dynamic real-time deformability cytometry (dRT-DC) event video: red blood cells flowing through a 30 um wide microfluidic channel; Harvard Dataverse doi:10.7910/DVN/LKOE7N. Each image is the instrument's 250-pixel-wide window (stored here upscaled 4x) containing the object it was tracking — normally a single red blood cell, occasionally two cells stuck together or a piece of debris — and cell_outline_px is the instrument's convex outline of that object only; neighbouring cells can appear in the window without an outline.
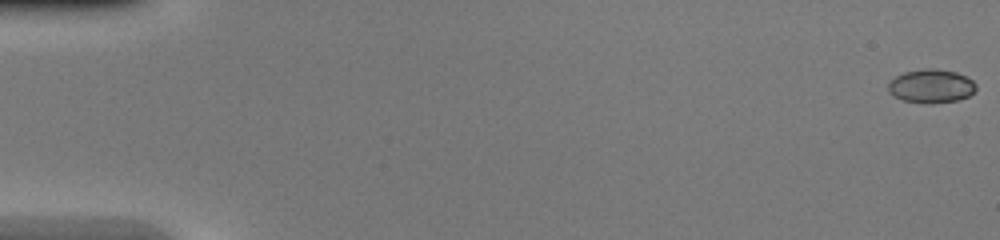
{"species": "common noctule bat (a hibernating species)", "species_latin": "Nyctalus noctula", "temperature_condition": "warm", "stored_images_in_passage": 46, "camera_frame_rate_fps": 3000, "um_per_image_px": 0.085, "animal": {"sex": "female", "body_mass_g": 20.0, "forearm_length_mm": 54.0}, "frame": {"image": 1, "passage_image": 1, "time_ms": 0.0, "image_size_px": [1000, 240], "cell_outline_px": [[976, 88], [968, 96], [956, 100], [932, 104], [904, 100], [892, 96], [888, 92], [888, 84], [896, 76], [904, 72], [924, 68], [936, 68], [956, 72], [972, 80], [976, 84]], "centroid_in_image_um": [79.12, 7.31], "position_along_channel_um": 5.9, "area_um2": 17.17}}
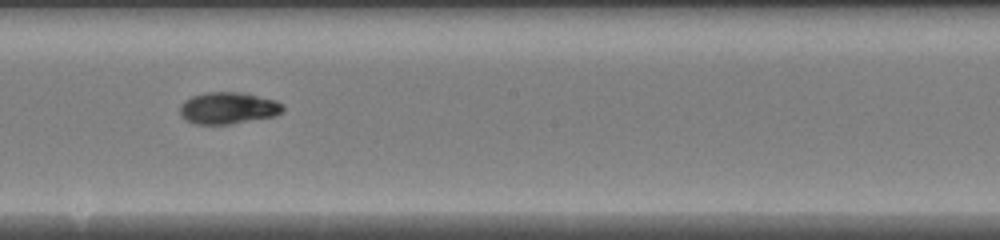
{"frame": {"image": 2, "passage_image": 27, "time_ms": 8.667, "image_size_px": [1000, 240], "cell_outline_px": [[284, 108], [276, 116], [232, 124], [196, 124], [184, 120], [180, 116], [180, 104], [184, 100], [192, 96], [204, 92], [240, 92], [276, 100], [284, 104]], "centroid_in_image_um": [19.37, 9.19], "position_along_channel_um": 228.8, "area_um2": 19.31}}
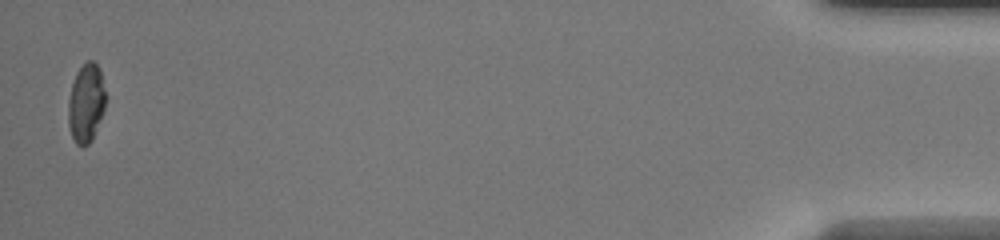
{"frame": {"image": 3, "passage_image": 46, "time_ms": 15.0, "image_size_px": [1000, 240], "cell_outline_px": [[104, 108], [92, 140], [88, 144], [76, 144], [72, 136], [68, 124], [68, 100], [72, 84], [76, 72], [88, 60], [92, 60], [100, 68], [104, 92]], "centroid_in_image_um": [7.29, 8.74], "position_along_channel_um": 427.9, "area_um2": 16.76}}